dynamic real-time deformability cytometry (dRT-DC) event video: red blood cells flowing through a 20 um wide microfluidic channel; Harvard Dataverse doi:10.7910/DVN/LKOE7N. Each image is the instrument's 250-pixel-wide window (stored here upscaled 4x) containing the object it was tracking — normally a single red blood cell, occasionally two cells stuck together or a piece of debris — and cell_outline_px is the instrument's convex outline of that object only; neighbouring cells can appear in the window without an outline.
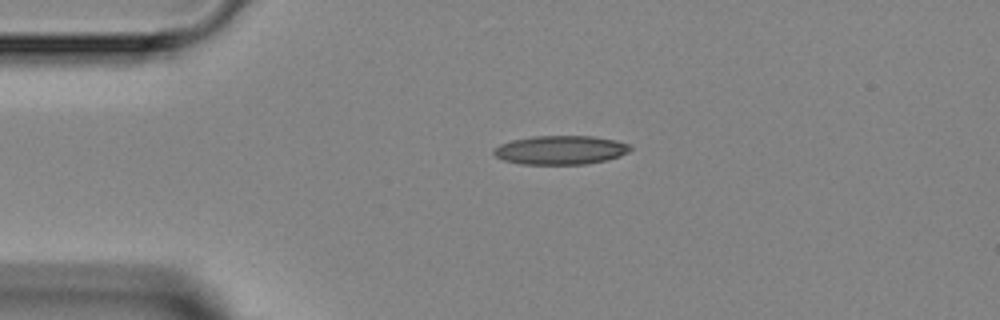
{"species": "Egyptian fruit bat (a non-hibernating species)", "species_latin": "Rousettus aegyptiacus", "temperature_condition": "room temperature", "stored_images_in_passage": 4, "camera_frame_rate_fps": 3000, "um_per_image_px": 0.085, "animal": {"sex": "female"}, "frame": {"image": 1, "passage_image": 4, "time_ms": 3.667, "image_size_px": [1000, 320], "cell_outline_px": [[632, 148], [628, 152], [620, 156], [588, 164], [520, 164], [504, 160], [496, 156], [492, 152], [492, 148], [500, 144], [512, 140], [532, 136], [592, 136], [616, 140], [632, 144]], "centroid_in_image_um": [47.65, 12.75], "position_along_channel_um": 37.4, "area_um2": 23.12}}